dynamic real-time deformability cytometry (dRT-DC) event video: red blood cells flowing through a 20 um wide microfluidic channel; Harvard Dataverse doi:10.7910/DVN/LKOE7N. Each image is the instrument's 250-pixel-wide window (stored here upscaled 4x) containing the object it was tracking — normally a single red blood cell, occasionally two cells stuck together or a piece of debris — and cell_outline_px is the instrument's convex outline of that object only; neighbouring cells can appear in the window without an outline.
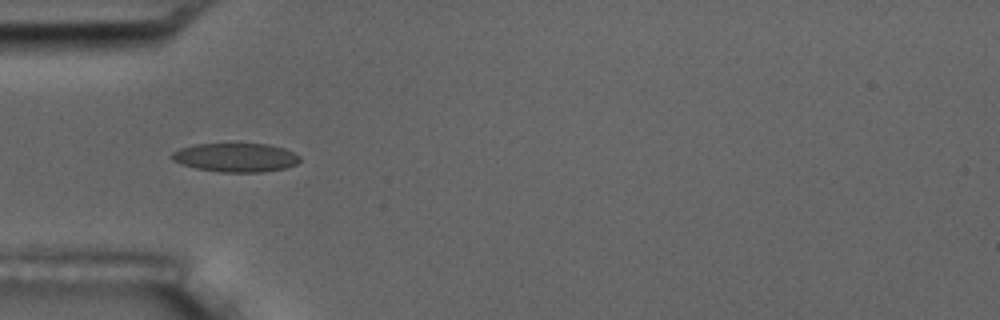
{"species": "common noctule bat (a hibernating species)", "species_latin": "Nyctalus noctula", "temperature_condition": "room temperature", "stored_images_in_passage": 5, "camera_frame_rate_fps": 3000, "um_per_image_px": 0.085, "animal": {"sex": "male", "body_mass_g": 17.5, "forearm_length_mm": 52.3}, "frame": {"image": 1, "passage_image": 4, "time_ms": 3.667, "image_size_px": [1000, 320], "cell_outline_px": [[300, 160], [296, 164], [284, 168], [260, 172], [220, 172], [196, 168], [180, 164], [172, 160], [172, 152], [180, 148], [192, 144], [268, 144], [284, 148], [300, 156]], "centroid_in_image_um": [20.01, 13.38], "position_along_channel_um": 65.0, "area_um2": 21.44}}